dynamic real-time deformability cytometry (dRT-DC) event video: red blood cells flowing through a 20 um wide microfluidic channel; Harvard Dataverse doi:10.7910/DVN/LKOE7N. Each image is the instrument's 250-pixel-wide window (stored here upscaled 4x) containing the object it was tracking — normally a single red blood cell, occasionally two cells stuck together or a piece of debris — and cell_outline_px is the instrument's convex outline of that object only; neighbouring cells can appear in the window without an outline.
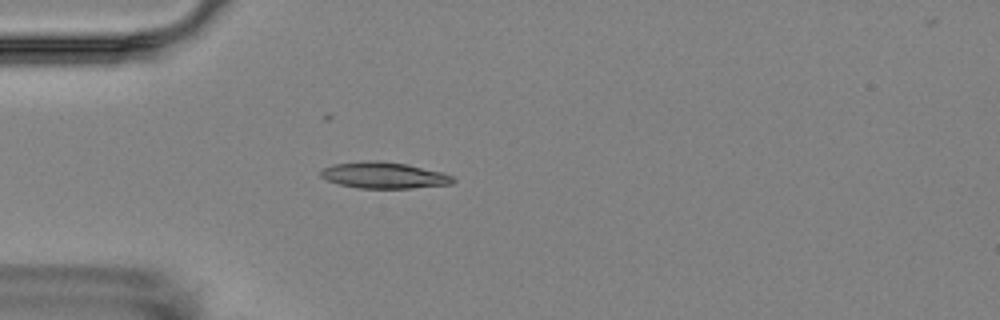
{"species": "Egyptian fruit bat (a non-hibernating species)", "species_latin": "Rousettus aegyptiacus", "temperature_condition": "room temperature", "stored_images_in_passage": 5, "camera_frame_rate_fps": 3000, "um_per_image_px": 0.085, "animal": {"sex": "female"}, "frame": {"image": 1, "passage_image": 4, "time_ms": 3.333, "image_size_px": [1000, 320], "cell_outline_px": [[456, 180], [452, 184], [412, 188], [360, 188], [340, 184], [328, 180], [320, 176], [320, 172], [324, 168], [332, 164], [368, 160], [380, 160], [408, 164], [440, 172], [452, 176]], "centroid_in_image_um": [32.64, 14.89], "position_along_channel_um": 52.4, "area_um2": 20.23}}